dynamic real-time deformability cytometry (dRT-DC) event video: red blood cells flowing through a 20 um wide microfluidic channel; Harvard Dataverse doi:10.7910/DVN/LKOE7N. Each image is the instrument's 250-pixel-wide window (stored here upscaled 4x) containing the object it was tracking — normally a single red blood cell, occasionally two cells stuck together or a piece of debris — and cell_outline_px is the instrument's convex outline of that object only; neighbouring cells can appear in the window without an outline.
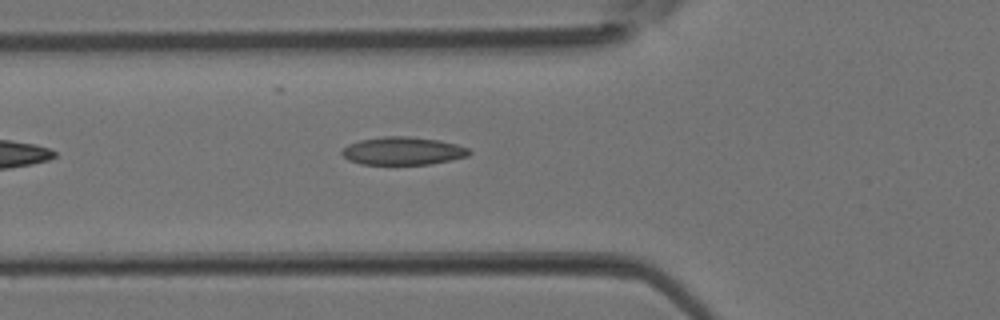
{"species": "Egyptian fruit bat (a non-hibernating species)", "species_latin": "Rousettus aegyptiacus", "temperature_condition": "room temperature", "stored_images_in_passage": 2, "camera_frame_rate_fps": 3000, "um_per_image_px": 0.085, "animal": {"sex": "female"}, "frame": {"image": 1, "passage_image": 2, "time_ms": 0.333, "image_size_px": [1000, 320], "cell_outline_px": [[472, 152], [468, 156], [428, 164], [360, 164], [348, 160], [340, 152], [348, 144], [360, 140], [384, 136], [408, 136], [440, 140], [456, 144], [468, 148]], "centroid_in_image_um": [34.23, 12.82], "position_along_channel_um": 91.6, "area_um2": 20.63}}